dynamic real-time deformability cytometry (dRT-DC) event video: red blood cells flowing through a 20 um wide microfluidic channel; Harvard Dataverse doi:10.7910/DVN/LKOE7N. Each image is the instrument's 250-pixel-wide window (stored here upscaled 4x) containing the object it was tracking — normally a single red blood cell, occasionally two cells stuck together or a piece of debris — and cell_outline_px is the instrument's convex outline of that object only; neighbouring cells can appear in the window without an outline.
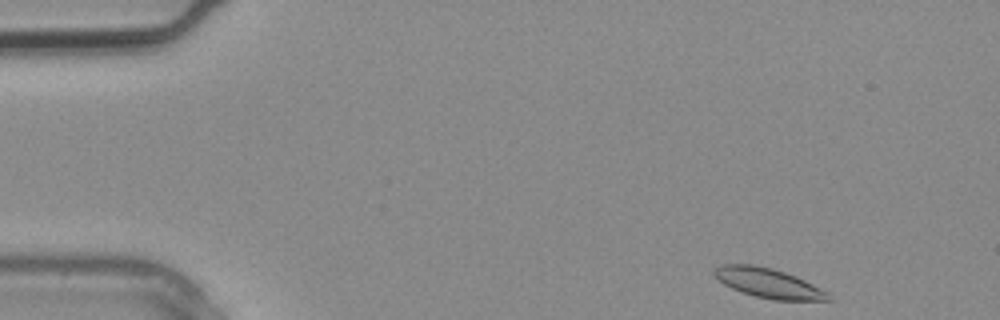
{"species": "common noctule bat (a hibernating species)", "species_latin": "Nyctalus noctula", "temperature_condition": "warm", "stored_images_in_passage": 3, "camera_frame_rate_fps": 3000, "um_per_image_px": 0.085, "animal": {"sex": "male", "body_mass_g": 20.4}, "frame": {"image": 1, "passage_image": 1, "time_ms": 0.0, "image_size_px": [1000, 320], "cell_outline_px": [[832, 300], [772, 300], [756, 296], [732, 288], [716, 280], [712, 276], [712, 268], [720, 264], [752, 264], [772, 268], [796, 276], [828, 292], [832, 296]], "centroid_in_image_um": [65.26, 24.04], "position_along_channel_um": 19.7, "area_um2": 19.83}}